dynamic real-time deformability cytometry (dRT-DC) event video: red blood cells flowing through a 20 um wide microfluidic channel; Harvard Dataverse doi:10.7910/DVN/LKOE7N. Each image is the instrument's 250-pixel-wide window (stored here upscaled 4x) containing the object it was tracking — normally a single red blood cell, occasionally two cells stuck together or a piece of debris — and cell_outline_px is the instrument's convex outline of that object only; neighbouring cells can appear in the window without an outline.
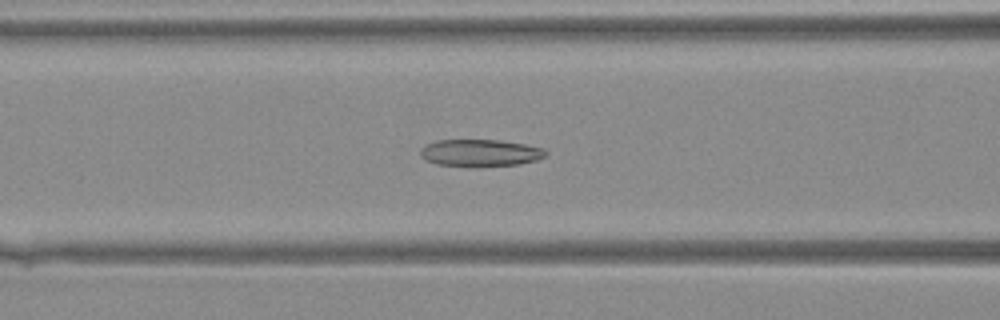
{"species": "Egyptian fruit bat (a non-hibernating species)", "species_latin": "Rousettus aegyptiacus", "temperature_condition": "warm", "stored_images_in_passage": 43, "camera_frame_rate_fps": 3000, "um_per_image_px": 0.085, "animal": {"sex": "female"}, "frame": {"image": 1, "passage_image": 19, "time_ms": 6.0, "image_size_px": [1000, 320], "cell_outline_px": [[548, 152], [544, 156], [536, 160], [520, 164], [476, 168], [472, 168], [436, 164], [420, 156], [420, 148], [424, 144], [436, 140], [500, 140], [524, 144], [544, 148]], "centroid_in_image_um": [40.79, 13.01], "position_along_channel_um": 125.8, "area_um2": 20.29}}
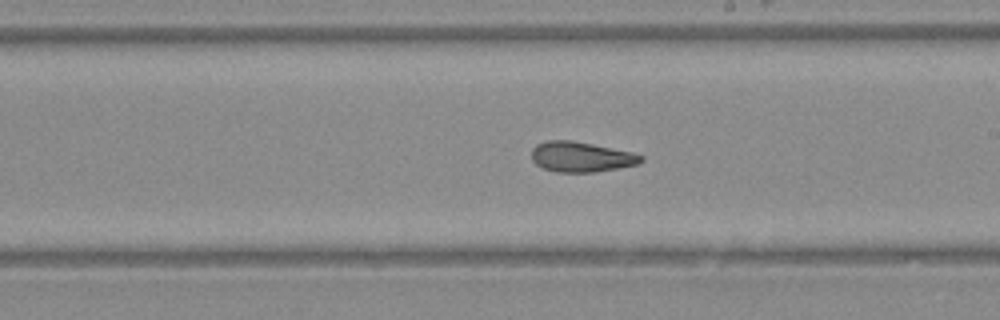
{"frame": {"image": 2, "passage_image": 26, "time_ms": 8.333, "image_size_px": [1000, 320], "cell_outline_px": [[644, 160], [636, 164], [616, 168], [592, 172], [556, 172], [544, 168], [536, 164], [532, 160], [532, 148], [536, 144], [548, 140], [572, 140], [632, 152], [644, 156]], "centroid_in_image_um": [49.37, 13.32], "position_along_channel_um": 239.6, "area_um2": 19.13}}
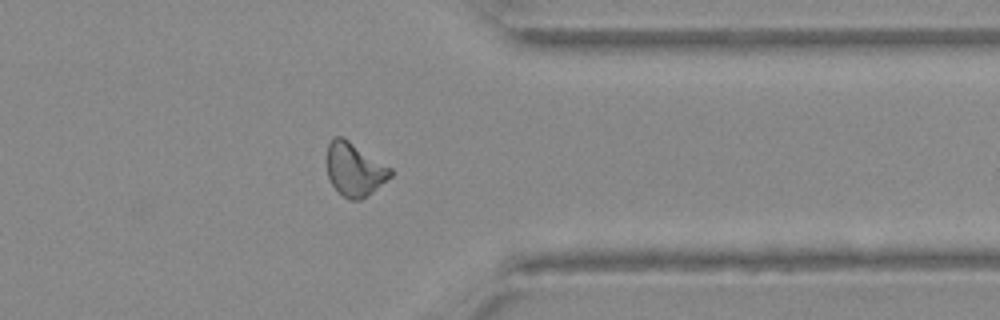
{"frame": {"image": 3, "passage_image": 35, "time_ms": 11.333, "image_size_px": [1000, 320], "cell_outline_px": [[392, 176], [372, 192], [360, 200], [348, 200], [332, 184], [328, 176], [324, 160], [328, 144], [336, 136], [340, 136], [348, 140], [392, 168]], "centroid_in_image_um": [30.1, 14.39], "position_along_channel_um": 381.3, "area_um2": 19.83}}